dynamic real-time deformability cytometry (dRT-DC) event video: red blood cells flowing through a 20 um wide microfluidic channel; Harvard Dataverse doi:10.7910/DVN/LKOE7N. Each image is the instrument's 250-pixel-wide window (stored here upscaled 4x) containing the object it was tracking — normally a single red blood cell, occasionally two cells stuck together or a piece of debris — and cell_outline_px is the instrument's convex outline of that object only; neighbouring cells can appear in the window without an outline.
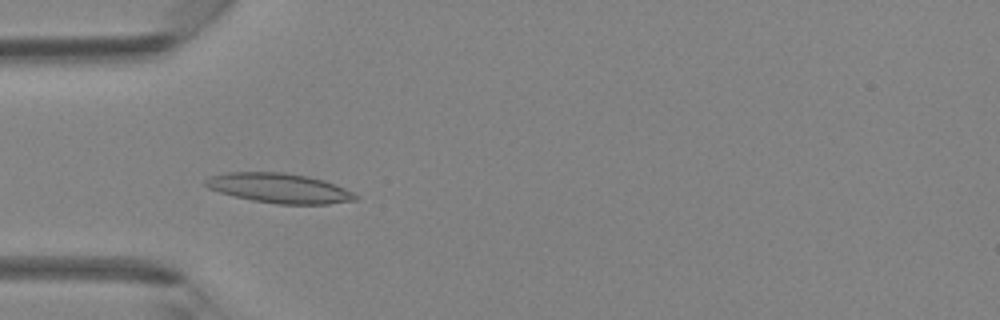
{"species": "Egyptian fruit bat (a non-hibernating species)", "species_latin": "Rousettus aegyptiacus", "temperature_condition": "room temperature", "stored_images_in_passage": 15, "camera_frame_rate_fps": 3000, "um_per_image_px": 0.085, "animal": {"sex": "female"}, "frame": {"image": 1, "passage_image": 3, "time_ms": 0.667, "image_size_px": [1000, 320], "cell_outline_px": [[360, 196], [356, 200], [328, 204], [276, 204], [252, 200], [232, 196], [208, 188], [204, 184], [204, 180], [208, 176], [228, 172], [284, 172], [308, 176], [324, 180], [356, 192]], "centroid_in_image_um": [23.76, 15.99], "position_along_channel_um": 61.2, "area_um2": 26.3}}
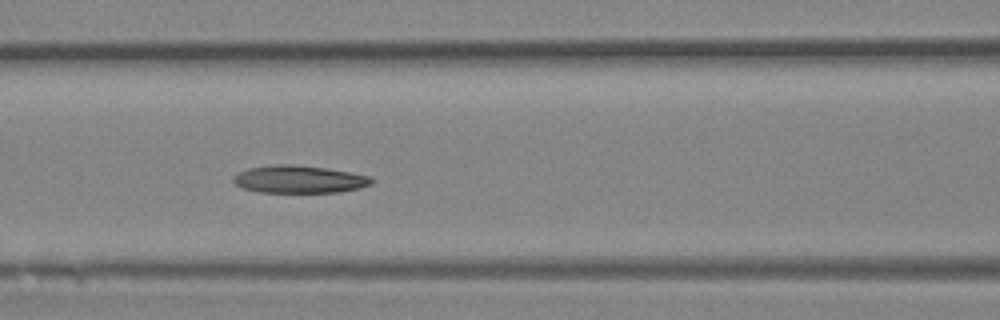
{"frame": {"image": 2, "passage_image": 8, "time_ms": 2.333, "image_size_px": [1000, 320], "cell_outline_px": [[372, 184], [360, 188], [340, 192], [260, 192], [244, 188], [236, 184], [232, 180], [232, 176], [248, 168], [272, 164], [292, 164], [324, 168], [352, 172], [368, 176], [372, 180]], "centroid_in_image_um": [25.41, 15.23], "position_along_channel_um": 141.2, "area_um2": 22.14}}
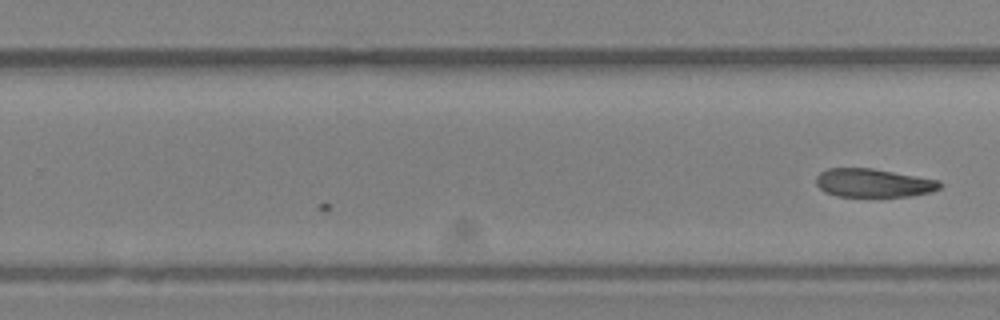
{"frame": {"image": 3, "passage_image": 15, "time_ms": 4.667, "image_size_px": [1000, 320], "cell_outline_px": [[944, 184], [940, 188], [932, 192], [912, 196], [836, 196], [824, 192], [816, 184], [816, 176], [820, 172], [828, 168], [872, 168], [940, 180]], "centroid_in_image_um": [74.26, 15.55], "position_along_channel_um": 255.5, "area_um2": 20.69}}